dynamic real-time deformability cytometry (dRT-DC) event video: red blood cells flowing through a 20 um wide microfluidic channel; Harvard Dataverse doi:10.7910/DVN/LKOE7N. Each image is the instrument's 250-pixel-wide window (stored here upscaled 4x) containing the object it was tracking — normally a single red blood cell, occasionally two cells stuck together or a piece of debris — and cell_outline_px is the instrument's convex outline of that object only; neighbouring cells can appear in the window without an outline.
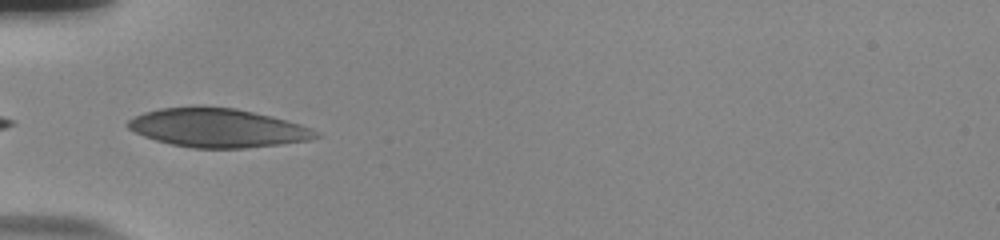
{"species": "human", "species_latin": "Homo sapiens", "temperature_condition": "room temperature", "stored_images_in_passage": 36, "camera_frame_rate_fps": 3000, "um_per_image_px": 0.085, "donor": {"sex": "male"}, "frame": {"image": 1, "passage_image": 1, "time_ms": 0.0, "image_size_px": [1000, 240], "cell_outline_px": [[324, 136], [308, 140], [280, 144], [244, 148], [192, 148], [172, 144], [156, 140], [144, 136], [128, 128], [124, 124], [128, 120], [144, 112], [160, 108], [196, 104], [204, 104], [236, 108], [272, 116], [300, 124], [312, 128], [320, 132]], "centroid_in_image_um": [18.5, 10.84], "position_along_channel_um": 66.5, "area_um2": 43.18}}
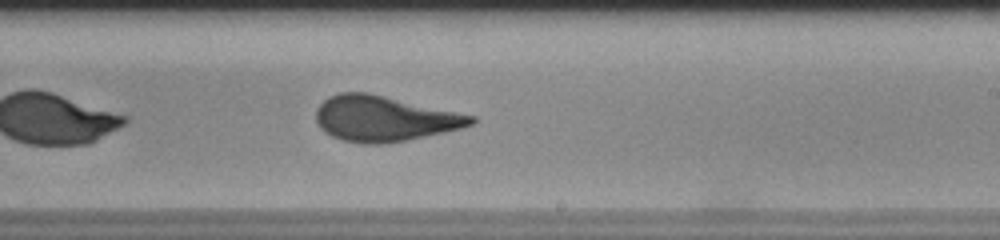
{"frame": {"image": 2, "passage_image": 16, "time_ms": 5.0, "image_size_px": [1000, 240], "cell_outline_px": [[476, 120], [472, 124], [460, 128], [444, 132], [408, 140], [388, 144], [360, 144], [344, 140], [332, 136], [324, 132], [320, 128], [316, 120], [316, 108], [328, 96], [340, 92], [368, 92], [476, 116]], "centroid_in_image_um": [32.63, 10.08], "position_along_channel_um": 256.4, "area_um2": 41.21}}
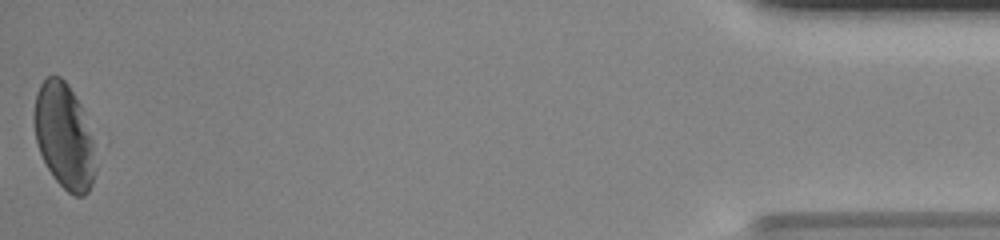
{"frame": {"image": 3, "passage_image": 36, "time_ms": 11.667, "image_size_px": [1000, 240], "cell_outline_px": [[96, 168], [92, 184], [88, 192], [84, 196], [76, 196], [68, 192], [52, 176], [40, 152], [36, 140], [32, 116], [36, 92], [40, 84], [48, 76], [60, 76], [68, 84], [80, 104], [96, 144]], "centroid_in_image_um": [5.47, 11.57], "position_along_channel_um": 429.7, "area_um2": 38.21}, "authors_computed_cell_mechanics": {"area_um2": 40.4022, "velocity_mm_per_s": 3.8444, "shape_relaxation_time_tau1_ms": 5.6486, "shape_relaxation_time_tau2_ms": null, "deformation_change_tau1": 0.1643, "deformation_change_tau2": null}}